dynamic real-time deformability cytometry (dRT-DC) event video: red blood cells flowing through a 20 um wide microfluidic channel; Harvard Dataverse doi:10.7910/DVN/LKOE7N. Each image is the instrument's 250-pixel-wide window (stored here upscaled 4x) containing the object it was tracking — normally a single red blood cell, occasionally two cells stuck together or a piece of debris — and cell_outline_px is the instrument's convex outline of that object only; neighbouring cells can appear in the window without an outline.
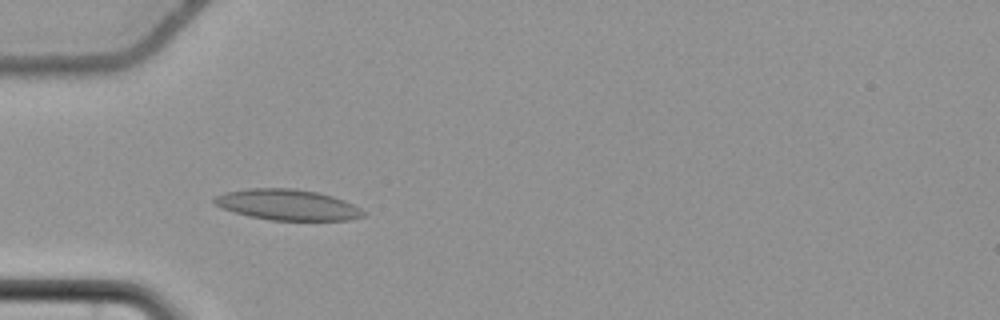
{"species": "common noctule bat (a hibernating species)", "species_latin": "Nyctalus noctula", "temperature_condition": "cold", "stored_images_in_passage": 57, "camera_frame_rate_fps": 3000, "um_per_image_px": 0.085, "animal": {"sex": "female", "body_mass_g": 22.7, "forearm_length_mm": 54.2}, "frame": {"image": 1, "passage_image": 19, "time_ms": 6.0, "image_size_px": [1000, 320], "cell_outline_px": [[368, 212], [364, 216], [348, 220], [272, 220], [248, 216], [224, 208], [216, 204], [212, 200], [216, 196], [228, 192], [248, 188], [292, 188], [316, 192], [332, 196], [344, 200]], "centroid_in_image_um": [24.48, 17.41], "position_along_channel_um": 60.5, "area_um2": 26.47}}
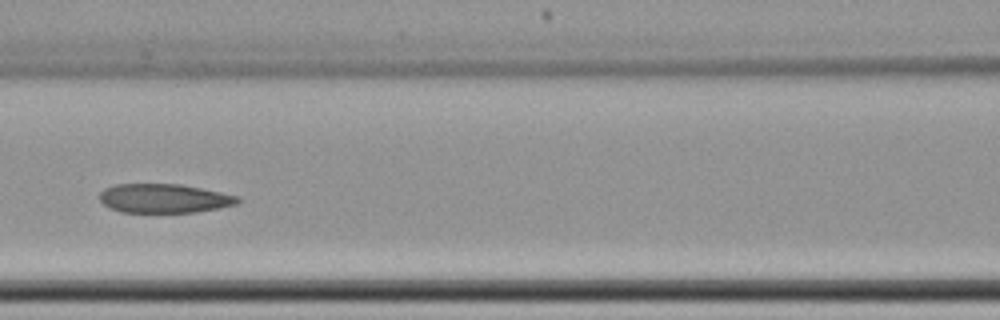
{"frame": {"image": 2, "passage_image": 27, "time_ms": 8.667, "image_size_px": [1000, 320], "cell_outline_px": [[240, 200], [236, 204], [196, 212], [120, 212], [108, 208], [100, 200], [100, 192], [104, 188], [116, 184], [180, 184], [240, 196]], "centroid_in_image_um": [13.91, 16.86], "position_along_channel_um": 152.7, "area_um2": 23.29}}
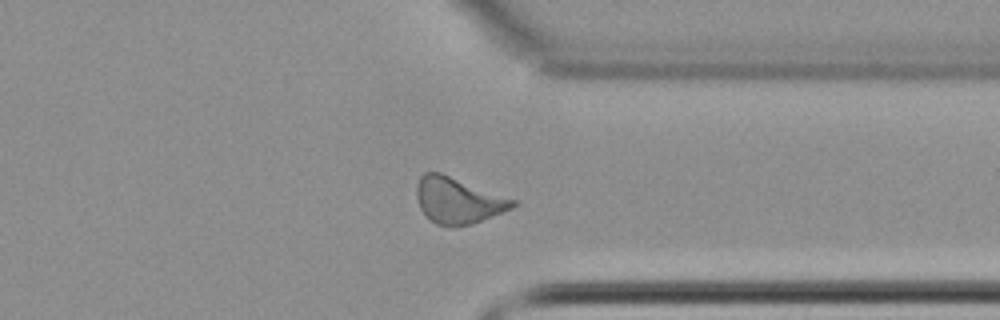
{"frame": {"image": 3, "passage_image": 45, "time_ms": 14.667, "image_size_px": [1000, 320], "cell_outline_px": [[516, 204], [512, 208], [472, 224], [456, 228], [452, 228], [436, 224], [420, 208], [416, 196], [416, 184], [420, 176], [424, 172], [440, 172], [516, 200]], "centroid_in_image_um": [38.9, 17.05], "position_along_channel_um": 372.5, "area_um2": 25.78}, "authors_computed_cell_mechanics": {"area_um2": 25.3742, "velocity_mm_per_s": 3.6828, "shape_relaxation_time_tau1_ms": null, "shape_relaxation_time_tau2_ms": 4.5203, "deformation_change_tau1": null, "deformation_change_tau2": 0.1064}}